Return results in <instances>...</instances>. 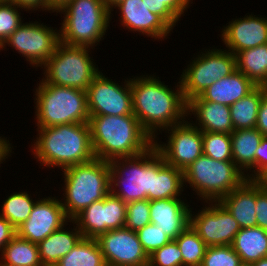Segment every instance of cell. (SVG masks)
I'll return each instance as SVG.
<instances>
[{
	"label": "cell",
	"instance_id": "cell-1",
	"mask_svg": "<svg viewBox=\"0 0 267 266\" xmlns=\"http://www.w3.org/2000/svg\"><path fill=\"white\" fill-rule=\"evenodd\" d=\"M174 84L175 88L166 85L159 76L148 73L130 77L133 114L153 140L160 133L162 135V131L188 118V102L184 98L180 79Z\"/></svg>",
	"mask_w": 267,
	"mask_h": 266
},
{
	"label": "cell",
	"instance_id": "cell-2",
	"mask_svg": "<svg viewBox=\"0 0 267 266\" xmlns=\"http://www.w3.org/2000/svg\"><path fill=\"white\" fill-rule=\"evenodd\" d=\"M31 153L42 169L84 164L95 159L89 123H69L37 128Z\"/></svg>",
	"mask_w": 267,
	"mask_h": 266
},
{
	"label": "cell",
	"instance_id": "cell-3",
	"mask_svg": "<svg viewBox=\"0 0 267 266\" xmlns=\"http://www.w3.org/2000/svg\"><path fill=\"white\" fill-rule=\"evenodd\" d=\"M89 126L95 157L103 161L134 157L153 145L134 114L90 116Z\"/></svg>",
	"mask_w": 267,
	"mask_h": 266
},
{
	"label": "cell",
	"instance_id": "cell-4",
	"mask_svg": "<svg viewBox=\"0 0 267 266\" xmlns=\"http://www.w3.org/2000/svg\"><path fill=\"white\" fill-rule=\"evenodd\" d=\"M64 186L61 204L67 217L73 220L95 201L104 199L110 193V163L93 159L84 164L62 170ZM63 200V201H62Z\"/></svg>",
	"mask_w": 267,
	"mask_h": 266
},
{
	"label": "cell",
	"instance_id": "cell-5",
	"mask_svg": "<svg viewBox=\"0 0 267 266\" xmlns=\"http://www.w3.org/2000/svg\"><path fill=\"white\" fill-rule=\"evenodd\" d=\"M58 13L63 15L59 27L60 41L94 49L106 36L112 20L104 0H70L56 15Z\"/></svg>",
	"mask_w": 267,
	"mask_h": 266
},
{
	"label": "cell",
	"instance_id": "cell-6",
	"mask_svg": "<svg viewBox=\"0 0 267 266\" xmlns=\"http://www.w3.org/2000/svg\"><path fill=\"white\" fill-rule=\"evenodd\" d=\"M39 82V83H38ZM37 82L33 90L35 125L37 128L69 123H89L87 94L85 90L60 87Z\"/></svg>",
	"mask_w": 267,
	"mask_h": 266
},
{
	"label": "cell",
	"instance_id": "cell-7",
	"mask_svg": "<svg viewBox=\"0 0 267 266\" xmlns=\"http://www.w3.org/2000/svg\"><path fill=\"white\" fill-rule=\"evenodd\" d=\"M183 180L184 188H192L198 201L219 202L246 177L233 161L214 160L202 154L183 171Z\"/></svg>",
	"mask_w": 267,
	"mask_h": 266
},
{
	"label": "cell",
	"instance_id": "cell-8",
	"mask_svg": "<svg viewBox=\"0 0 267 266\" xmlns=\"http://www.w3.org/2000/svg\"><path fill=\"white\" fill-rule=\"evenodd\" d=\"M94 48L58 43L54 54L40 67L46 84L87 90L101 72L92 56ZM91 55V56H90Z\"/></svg>",
	"mask_w": 267,
	"mask_h": 266
},
{
	"label": "cell",
	"instance_id": "cell-9",
	"mask_svg": "<svg viewBox=\"0 0 267 266\" xmlns=\"http://www.w3.org/2000/svg\"><path fill=\"white\" fill-rule=\"evenodd\" d=\"M110 193L123 202L152 200L155 175V146L134 157L113 159L110 162Z\"/></svg>",
	"mask_w": 267,
	"mask_h": 266
},
{
	"label": "cell",
	"instance_id": "cell-10",
	"mask_svg": "<svg viewBox=\"0 0 267 266\" xmlns=\"http://www.w3.org/2000/svg\"><path fill=\"white\" fill-rule=\"evenodd\" d=\"M202 50L193 55L179 78L187 102L237 70L236 56L229 50L215 46Z\"/></svg>",
	"mask_w": 267,
	"mask_h": 266
},
{
	"label": "cell",
	"instance_id": "cell-11",
	"mask_svg": "<svg viewBox=\"0 0 267 266\" xmlns=\"http://www.w3.org/2000/svg\"><path fill=\"white\" fill-rule=\"evenodd\" d=\"M59 42V28L35 20L22 23L0 46V51L11 47L36 70L54 54Z\"/></svg>",
	"mask_w": 267,
	"mask_h": 266
},
{
	"label": "cell",
	"instance_id": "cell-12",
	"mask_svg": "<svg viewBox=\"0 0 267 266\" xmlns=\"http://www.w3.org/2000/svg\"><path fill=\"white\" fill-rule=\"evenodd\" d=\"M188 120L162 131L168 133L165 143L159 137L153 140L164 161L182 171L203 154L202 131Z\"/></svg>",
	"mask_w": 267,
	"mask_h": 266
},
{
	"label": "cell",
	"instance_id": "cell-13",
	"mask_svg": "<svg viewBox=\"0 0 267 266\" xmlns=\"http://www.w3.org/2000/svg\"><path fill=\"white\" fill-rule=\"evenodd\" d=\"M117 83L100 72L86 90L90 116L133 114L130 76Z\"/></svg>",
	"mask_w": 267,
	"mask_h": 266
},
{
	"label": "cell",
	"instance_id": "cell-14",
	"mask_svg": "<svg viewBox=\"0 0 267 266\" xmlns=\"http://www.w3.org/2000/svg\"><path fill=\"white\" fill-rule=\"evenodd\" d=\"M196 213L190 211V226L210 246L231 245L241 227L220 202H201ZM205 204V205H204Z\"/></svg>",
	"mask_w": 267,
	"mask_h": 266
},
{
	"label": "cell",
	"instance_id": "cell-15",
	"mask_svg": "<svg viewBox=\"0 0 267 266\" xmlns=\"http://www.w3.org/2000/svg\"><path fill=\"white\" fill-rule=\"evenodd\" d=\"M126 214L127 204L109 193L85 208L73 221L84 238L97 239L109 230L125 227Z\"/></svg>",
	"mask_w": 267,
	"mask_h": 266
},
{
	"label": "cell",
	"instance_id": "cell-16",
	"mask_svg": "<svg viewBox=\"0 0 267 266\" xmlns=\"http://www.w3.org/2000/svg\"><path fill=\"white\" fill-rule=\"evenodd\" d=\"M59 196L39 198L30 216L17 229L16 235L38 244L51 233L62 228L70 219L67 217Z\"/></svg>",
	"mask_w": 267,
	"mask_h": 266
},
{
	"label": "cell",
	"instance_id": "cell-17",
	"mask_svg": "<svg viewBox=\"0 0 267 266\" xmlns=\"http://www.w3.org/2000/svg\"><path fill=\"white\" fill-rule=\"evenodd\" d=\"M96 240L107 266H148L149 256L136 231L122 227L109 230Z\"/></svg>",
	"mask_w": 267,
	"mask_h": 266
},
{
	"label": "cell",
	"instance_id": "cell-18",
	"mask_svg": "<svg viewBox=\"0 0 267 266\" xmlns=\"http://www.w3.org/2000/svg\"><path fill=\"white\" fill-rule=\"evenodd\" d=\"M114 9L115 13L119 12L117 16L120 15L118 17L120 26L128 32L138 33L139 36L145 35L154 41H164L171 36V32L173 33V29L160 16L150 12L142 0L120 1L112 8V17Z\"/></svg>",
	"mask_w": 267,
	"mask_h": 266
},
{
	"label": "cell",
	"instance_id": "cell-19",
	"mask_svg": "<svg viewBox=\"0 0 267 266\" xmlns=\"http://www.w3.org/2000/svg\"><path fill=\"white\" fill-rule=\"evenodd\" d=\"M247 14L244 17L233 18L226 26L223 25L221 34H218L225 49L234 55L267 43V17Z\"/></svg>",
	"mask_w": 267,
	"mask_h": 266
},
{
	"label": "cell",
	"instance_id": "cell-20",
	"mask_svg": "<svg viewBox=\"0 0 267 266\" xmlns=\"http://www.w3.org/2000/svg\"><path fill=\"white\" fill-rule=\"evenodd\" d=\"M185 200L170 198L150 201L151 223L157 225L171 240H175L190 225L192 205Z\"/></svg>",
	"mask_w": 267,
	"mask_h": 266
},
{
	"label": "cell",
	"instance_id": "cell-21",
	"mask_svg": "<svg viewBox=\"0 0 267 266\" xmlns=\"http://www.w3.org/2000/svg\"><path fill=\"white\" fill-rule=\"evenodd\" d=\"M187 115L196 119L190 121L202 132L231 134L234 131L230 106L204 101L196 96L188 101Z\"/></svg>",
	"mask_w": 267,
	"mask_h": 266
},
{
	"label": "cell",
	"instance_id": "cell-22",
	"mask_svg": "<svg viewBox=\"0 0 267 266\" xmlns=\"http://www.w3.org/2000/svg\"><path fill=\"white\" fill-rule=\"evenodd\" d=\"M241 228L257 226L256 180H245L219 201Z\"/></svg>",
	"mask_w": 267,
	"mask_h": 266
},
{
	"label": "cell",
	"instance_id": "cell-23",
	"mask_svg": "<svg viewBox=\"0 0 267 266\" xmlns=\"http://www.w3.org/2000/svg\"><path fill=\"white\" fill-rule=\"evenodd\" d=\"M67 225H69V228L66 227ZM70 225L73 226V229ZM82 238L83 235L73 220H70L69 223L65 224L62 228L51 233L46 239L37 244L43 266H54L62 257L67 255Z\"/></svg>",
	"mask_w": 267,
	"mask_h": 266
},
{
	"label": "cell",
	"instance_id": "cell-24",
	"mask_svg": "<svg viewBox=\"0 0 267 266\" xmlns=\"http://www.w3.org/2000/svg\"><path fill=\"white\" fill-rule=\"evenodd\" d=\"M255 87L256 85L250 79L239 70H236L231 75L214 82L199 96L204 101L231 106L250 93Z\"/></svg>",
	"mask_w": 267,
	"mask_h": 266
},
{
	"label": "cell",
	"instance_id": "cell-25",
	"mask_svg": "<svg viewBox=\"0 0 267 266\" xmlns=\"http://www.w3.org/2000/svg\"><path fill=\"white\" fill-rule=\"evenodd\" d=\"M230 136L232 161L247 180H255V153L263 135L256 128H251L234 130Z\"/></svg>",
	"mask_w": 267,
	"mask_h": 266
},
{
	"label": "cell",
	"instance_id": "cell-26",
	"mask_svg": "<svg viewBox=\"0 0 267 266\" xmlns=\"http://www.w3.org/2000/svg\"><path fill=\"white\" fill-rule=\"evenodd\" d=\"M183 171L167 164L155 147V175L152 183V200L183 198ZM181 195H183L181 197Z\"/></svg>",
	"mask_w": 267,
	"mask_h": 266
},
{
	"label": "cell",
	"instance_id": "cell-27",
	"mask_svg": "<svg viewBox=\"0 0 267 266\" xmlns=\"http://www.w3.org/2000/svg\"><path fill=\"white\" fill-rule=\"evenodd\" d=\"M241 262L254 263L267 257V234L261 227L241 228L231 244Z\"/></svg>",
	"mask_w": 267,
	"mask_h": 266
},
{
	"label": "cell",
	"instance_id": "cell-28",
	"mask_svg": "<svg viewBox=\"0 0 267 266\" xmlns=\"http://www.w3.org/2000/svg\"><path fill=\"white\" fill-rule=\"evenodd\" d=\"M236 66L256 86L267 85V43L238 52Z\"/></svg>",
	"mask_w": 267,
	"mask_h": 266
},
{
	"label": "cell",
	"instance_id": "cell-29",
	"mask_svg": "<svg viewBox=\"0 0 267 266\" xmlns=\"http://www.w3.org/2000/svg\"><path fill=\"white\" fill-rule=\"evenodd\" d=\"M266 93L265 86H256L250 93L230 106L234 130L256 127L261 99Z\"/></svg>",
	"mask_w": 267,
	"mask_h": 266
},
{
	"label": "cell",
	"instance_id": "cell-30",
	"mask_svg": "<svg viewBox=\"0 0 267 266\" xmlns=\"http://www.w3.org/2000/svg\"><path fill=\"white\" fill-rule=\"evenodd\" d=\"M0 263L12 266H43L38 245L15 236L0 252Z\"/></svg>",
	"mask_w": 267,
	"mask_h": 266
},
{
	"label": "cell",
	"instance_id": "cell-31",
	"mask_svg": "<svg viewBox=\"0 0 267 266\" xmlns=\"http://www.w3.org/2000/svg\"><path fill=\"white\" fill-rule=\"evenodd\" d=\"M54 266H107L96 239L82 238Z\"/></svg>",
	"mask_w": 267,
	"mask_h": 266
},
{
	"label": "cell",
	"instance_id": "cell-32",
	"mask_svg": "<svg viewBox=\"0 0 267 266\" xmlns=\"http://www.w3.org/2000/svg\"><path fill=\"white\" fill-rule=\"evenodd\" d=\"M28 191H18L13 192L10 195L6 196L7 198L3 200L2 208L0 209V216L7 219L15 229H17L23 222H25L30 216L31 210L40 198L35 200L34 196L32 198L31 194Z\"/></svg>",
	"mask_w": 267,
	"mask_h": 266
},
{
	"label": "cell",
	"instance_id": "cell-33",
	"mask_svg": "<svg viewBox=\"0 0 267 266\" xmlns=\"http://www.w3.org/2000/svg\"><path fill=\"white\" fill-rule=\"evenodd\" d=\"M183 266H201L207 245L189 225L176 239Z\"/></svg>",
	"mask_w": 267,
	"mask_h": 266
},
{
	"label": "cell",
	"instance_id": "cell-34",
	"mask_svg": "<svg viewBox=\"0 0 267 266\" xmlns=\"http://www.w3.org/2000/svg\"><path fill=\"white\" fill-rule=\"evenodd\" d=\"M203 154L220 161H232L231 136L227 133L202 132Z\"/></svg>",
	"mask_w": 267,
	"mask_h": 266
},
{
	"label": "cell",
	"instance_id": "cell-35",
	"mask_svg": "<svg viewBox=\"0 0 267 266\" xmlns=\"http://www.w3.org/2000/svg\"><path fill=\"white\" fill-rule=\"evenodd\" d=\"M22 9L10 1L0 2V46L24 22Z\"/></svg>",
	"mask_w": 267,
	"mask_h": 266
},
{
	"label": "cell",
	"instance_id": "cell-36",
	"mask_svg": "<svg viewBox=\"0 0 267 266\" xmlns=\"http://www.w3.org/2000/svg\"><path fill=\"white\" fill-rule=\"evenodd\" d=\"M241 259L231 245L207 247L201 266H239Z\"/></svg>",
	"mask_w": 267,
	"mask_h": 266
},
{
	"label": "cell",
	"instance_id": "cell-37",
	"mask_svg": "<svg viewBox=\"0 0 267 266\" xmlns=\"http://www.w3.org/2000/svg\"><path fill=\"white\" fill-rule=\"evenodd\" d=\"M148 266H183L182 253L176 240H170L149 255Z\"/></svg>",
	"mask_w": 267,
	"mask_h": 266
},
{
	"label": "cell",
	"instance_id": "cell-38",
	"mask_svg": "<svg viewBox=\"0 0 267 266\" xmlns=\"http://www.w3.org/2000/svg\"><path fill=\"white\" fill-rule=\"evenodd\" d=\"M149 223H151V219L148 199L127 203L126 228L137 231Z\"/></svg>",
	"mask_w": 267,
	"mask_h": 266
},
{
	"label": "cell",
	"instance_id": "cell-39",
	"mask_svg": "<svg viewBox=\"0 0 267 266\" xmlns=\"http://www.w3.org/2000/svg\"><path fill=\"white\" fill-rule=\"evenodd\" d=\"M136 233L148 256L171 240L153 223H149L143 228L138 229Z\"/></svg>",
	"mask_w": 267,
	"mask_h": 266
},
{
	"label": "cell",
	"instance_id": "cell-40",
	"mask_svg": "<svg viewBox=\"0 0 267 266\" xmlns=\"http://www.w3.org/2000/svg\"><path fill=\"white\" fill-rule=\"evenodd\" d=\"M256 220L257 226L267 227V185L262 180H256Z\"/></svg>",
	"mask_w": 267,
	"mask_h": 266
},
{
	"label": "cell",
	"instance_id": "cell-41",
	"mask_svg": "<svg viewBox=\"0 0 267 266\" xmlns=\"http://www.w3.org/2000/svg\"><path fill=\"white\" fill-rule=\"evenodd\" d=\"M147 9L160 16L172 29L178 26L180 19L160 0H142ZM177 24V25H176Z\"/></svg>",
	"mask_w": 267,
	"mask_h": 266
},
{
	"label": "cell",
	"instance_id": "cell-42",
	"mask_svg": "<svg viewBox=\"0 0 267 266\" xmlns=\"http://www.w3.org/2000/svg\"><path fill=\"white\" fill-rule=\"evenodd\" d=\"M267 176V136H263L255 153V180Z\"/></svg>",
	"mask_w": 267,
	"mask_h": 266
},
{
	"label": "cell",
	"instance_id": "cell-43",
	"mask_svg": "<svg viewBox=\"0 0 267 266\" xmlns=\"http://www.w3.org/2000/svg\"><path fill=\"white\" fill-rule=\"evenodd\" d=\"M16 236V229L4 217L0 216V252Z\"/></svg>",
	"mask_w": 267,
	"mask_h": 266
},
{
	"label": "cell",
	"instance_id": "cell-44",
	"mask_svg": "<svg viewBox=\"0 0 267 266\" xmlns=\"http://www.w3.org/2000/svg\"><path fill=\"white\" fill-rule=\"evenodd\" d=\"M164 3L180 20L185 16V12L188 11L193 0H160Z\"/></svg>",
	"mask_w": 267,
	"mask_h": 266
},
{
	"label": "cell",
	"instance_id": "cell-45",
	"mask_svg": "<svg viewBox=\"0 0 267 266\" xmlns=\"http://www.w3.org/2000/svg\"><path fill=\"white\" fill-rule=\"evenodd\" d=\"M255 128L263 136H267V93L261 99Z\"/></svg>",
	"mask_w": 267,
	"mask_h": 266
},
{
	"label": "cell",
	"instance_id": "cell-46",
	"mask_svg": "<svg viewBox=\"0 0 267 266\" xmlns=\"http://www.w3.org/2000/svg\"><path fill=\"white\" fill-rule=\"evenodd\" d=\"M10 2H13L15 5L23 8L24 11H32L39 12L42 10L46 12V0H10Z\"/></svg>",
	"mask_w": 267,
	"mask_h": 266
},
{
	"label": "cell",
	"instance_id": "cell-47",
	"mask_svg": "<svg viewBox=\"0 0 267 266\" xmlns=\"http://www.w3.org/2000/svg\"><path fill=\"white\" fill-rule=\"evenodd\" d=\"M14 147L12 143H10L9 138H5L4 135L0 136V167L1 164L6 161L9 157H11L12 153L14 154ZM13 151V152H12Z\"/></svg>",
	"mask_w": 267,
	"mask_h": 266
},
{
	"label": "cell",
	"instance_id": "cell-48",
	"mask_svg": "<svg viewBox=\"0 0 267 266\" xmlns=\"http://www.w3.org/2000/svg\"><path fill=\"white\" fill-rule=\"evenodd\" d=\"M70 0H46V11L49 13H56Z\"/></svg>",
	"mask_w": 267,
	"mask_h": 266
},
{
	"label": "cell",
	"instance_id": "cell-49",
	"mask_svg": "<svg viewBox=\"0 0 267 266\" xmlns=\"http://www.w3.org/2000/svg\"><path fill=\"white\" fill-rule=\"evenodd\" d=\"M122 0H104L106 7L111 11Z\"/></svg>",
	"mask_w": 267,
	"mask_h": 266
},
{
	"label": "cell",
	"instance_id": "cell-50",
	"mask_svg": "<svg viewBox=\"0 0 267 266\" xmlns=\"http://www.w3.org/2000/svg\"><path fill=\"white\" fill-rule=\"evenodd\" d=\"M253 266H267V257L254 262Z\"/></svg>",
	"mask_w": 267,
	"mask_h": 266
},
{
	"label": "cell",
	"instance_id": "cell-51",
	"mask_svg": "<svg viewBox=\"0 0 267 266\" xmlns=\"http://www.w3.org/2000/svg\"><path fill=\"white\" fill-rule=\"evenodd\" d=\"M239 266H253V263H244V262H241Z\"/></svg>",
	"mask_w": 267,
	"mask_h": 266
},
{
	"label": "cell",
	"instance_id": "cell-52",
	"mask_svg": "<svg viewBox=\"0 0 267 266\" xmlns=\"http://www.w3.org/2000/svg\"><path fill=\"white\" fill-rule=\"evenodd\" d=\"M265 185H267V176L262 180Z\"/></svg>",
	"mask_w": 267,
	"mask_h": 266
},
{
	"label": "cell",
	"instance_id": "cell-53",
	"mask_svg": "<svg viewBox=\"0 0 267 266\" xmlns=\"http://www.w3.org/2000/svg\"><path fill=\"white\" fill-rule=\"evenodd\" d=\"M0 266H12V265H7V264L0 263Z\"/></svg>",
	"mask_w": 267,
	"mask_h": 266
}]
</instances>
